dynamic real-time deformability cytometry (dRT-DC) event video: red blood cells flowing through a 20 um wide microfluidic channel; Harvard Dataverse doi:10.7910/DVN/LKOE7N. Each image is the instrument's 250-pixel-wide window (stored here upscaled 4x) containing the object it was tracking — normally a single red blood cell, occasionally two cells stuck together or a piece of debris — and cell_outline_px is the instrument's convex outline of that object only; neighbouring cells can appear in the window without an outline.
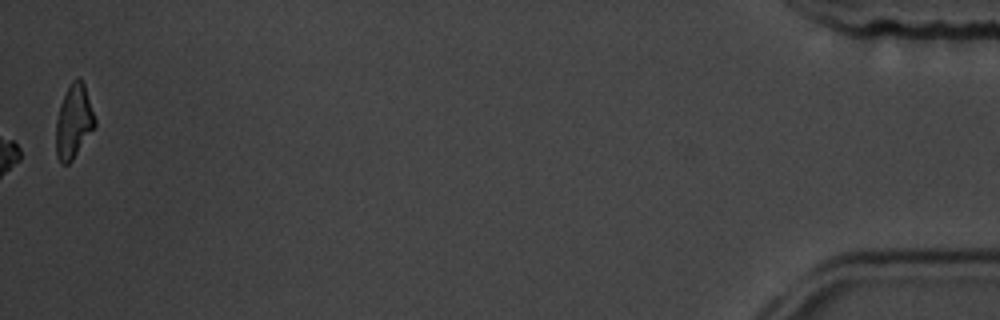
{"species": "common noctule bat (a hibernating species)", "species_latin": "Nyctalus noctula", "temperature_condition": "room temperature", "stored_images_in_passage": 55, "camera_frame_rate_fps": 3000, "um_per_image_px": 0.085, "animal": {"sex": "male", "body_mass_g": 19.5, "forearm_length_mm": 54.6}, "frame": {"image": 1, "passage_image": 55, "time_ms": 18.0, "image_size_px": [1000, 320], "cell_outline_px": [[96, 128], [72, 160], [68, 164], [60, 164], [56, 156], [56, 120], [60, 104], [72, 80], [76, 76], [84, 84], [96, 120]], "centroid_in_image_um": [6.27, 10.37], "position_along_channel_um": 428.9, "area_um2": 16.82}, "authors_computed_cell_mechanics": {"area_um2": 16.5886, "velocity_mm_per_s": 3.7304, "shape_relaxation_time_tau1_ms": 1.3057, "shape_relaxation_time_tau2_ms": null, "deformation_change_tau1": 0.094, "deformation_change_tau2": null}}